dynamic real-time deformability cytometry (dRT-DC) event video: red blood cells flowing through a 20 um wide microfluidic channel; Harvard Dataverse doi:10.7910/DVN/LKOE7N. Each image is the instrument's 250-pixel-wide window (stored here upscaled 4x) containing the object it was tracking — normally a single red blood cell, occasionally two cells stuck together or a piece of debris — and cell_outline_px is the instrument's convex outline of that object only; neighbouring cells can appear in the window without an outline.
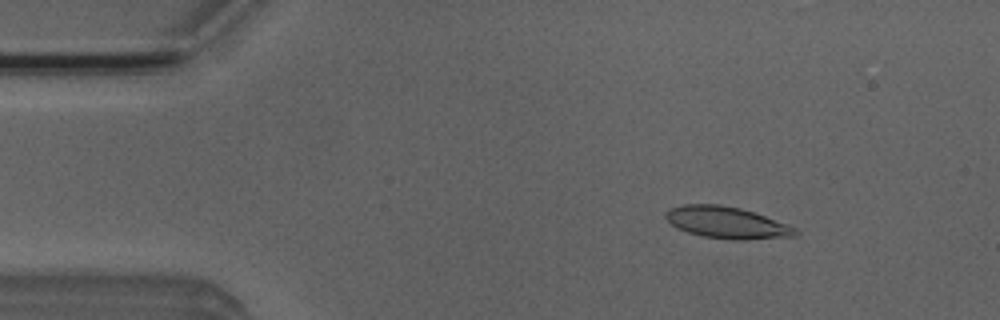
{"species": "Egyptian fruit bat (a non-hibernating species)", "species_latin": "Rousettus aegyptiacus", "temperature_condition": "room temperature", "stored_images_in_passage": 4, "camera_frame_rate_fps": 3000, "um_per_image_px": 0.085, "animal": {"sex": "male"}, "frame": {"image": 1, "passage_image": 2, "time_ms": 1.0, "image_size_px": [1000, 320], "cell_outline_px": [[800, 232], [796, 236], [744, 240], [732, 240], [704, 236], [688, 232], [676, 228], [664, 216], [664, 212], [672, 208], [684, 204], [720, 204], [740, 208], [788, 224], [796, 228]], "centroid_in_image_um": [61.79, 18.92], "position_along_channel_um": 23.2, "area_um2": 23.93}}